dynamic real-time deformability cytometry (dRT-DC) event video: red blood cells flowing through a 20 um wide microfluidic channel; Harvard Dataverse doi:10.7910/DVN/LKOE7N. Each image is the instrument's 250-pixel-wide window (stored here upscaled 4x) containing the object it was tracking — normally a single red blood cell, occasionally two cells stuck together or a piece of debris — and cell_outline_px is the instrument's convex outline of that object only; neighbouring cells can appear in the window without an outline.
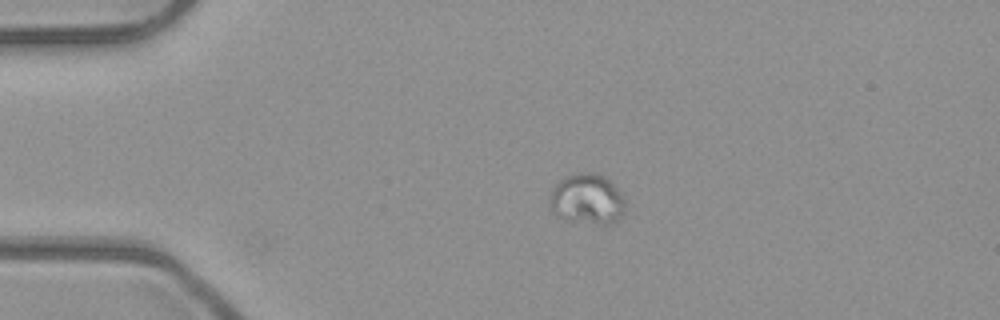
{"species": "common noctule bat (a hibernating species)", "species_latin": "Nyctalus noctula", "temperature_condition": "room temperature", "stored_images_in_passage": 43, "camera_frame_rate_fps": 3000, "um_per_image_px": 0.085, "animal": {"sex": "male", "body_mass_g": 23.1, "forearm_length_mm": 52.7}, "frame": {"image": 1, "passage_image": 1, "time_ms": 0.0, "image_size_px": [1000, 320], "cell_outline_px": [[624, 212], [616, 224], [596, 224], [564, 220], [552, 212], [548, 200], [552, 188], [560, 180], [568, 176], [580, 172], [588, 172], [604, 176], [624, 196]], "centroid_in_image_um": [49.89, 16.96], "position_along_channel_um": 35.1, "area_um2": 22.43}}
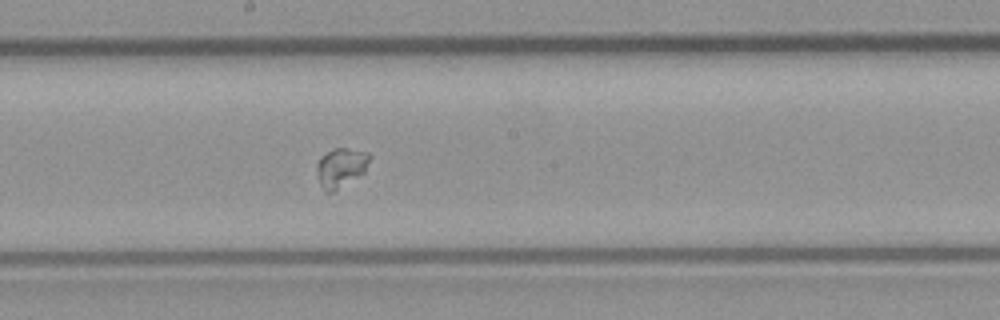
{"frame": {"image": 2, "passage_image": 19, "time_ms": 6.0, "image_size_px": [1000, 320], "cell_outline_px": [[372, 156], [364, 172], [332, 192], [328, 192], [320, 184], [316, 168], [316, 164], [320, 156], [336, 148], [344, 148], [368, 152]], "centroid_in_image_um": [28.98, 14.21], "position_along_channel_um": 219.2, "area_um2": 11.85}}
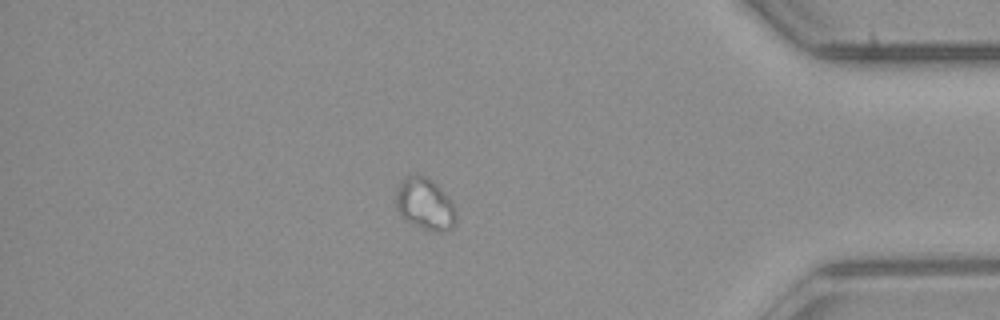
{"frame": {"image": 3, "passage_image": 36, "time_ms": 11.667, "image_size_px": [1000, 320], "cell_outline_px": [[456, 224], [452, 228], [440, 232], [424, 228], [404, 220], [400, 216], [396, 208], [396, 192], [400, 180], [408, 176], [424, 176], [432, 180], [440, 188], [452, 204], [456, 212]], "centroid_in_image_um": [36.1, 17.36], "position_along_channel_um": 399.1, "area_um2": 17.92}}